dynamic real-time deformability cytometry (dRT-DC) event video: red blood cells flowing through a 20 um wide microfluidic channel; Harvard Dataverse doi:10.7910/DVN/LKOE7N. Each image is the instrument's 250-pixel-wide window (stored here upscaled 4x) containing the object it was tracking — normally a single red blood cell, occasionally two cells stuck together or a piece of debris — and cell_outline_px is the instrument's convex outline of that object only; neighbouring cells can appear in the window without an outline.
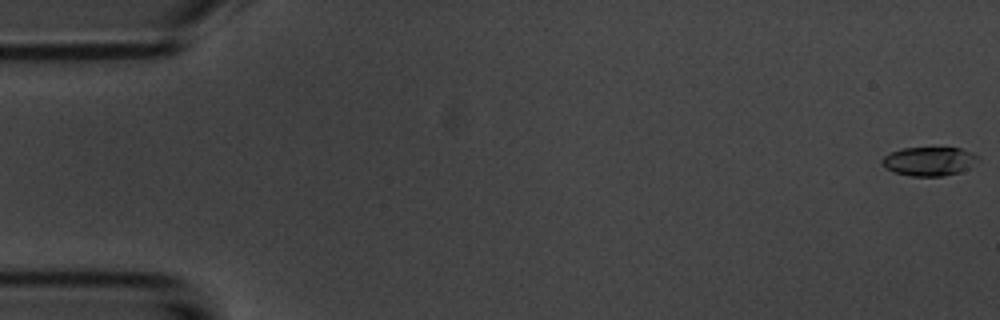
{"species": "common noctule bat (a hibernating species)", "species_latin": "Nyctalus noctula", "temperature_condition": "room temperature", "stored_images_in_passage": 55, "camera_frame_rate_fps": 3000, "um_per_image_px": 0.085, "animal": {"sex": "male", "body_mass_g": 20.1, "forearm_length_mm": 53.5}, "frame": {"image": 1, "passage_image": 1, "time_ms": 0.0, "image_size_px": [1000, 320], "cell_outline_px": [[980, 160], [968, 168], [960, 172], [944, 176], [912, 176], [896, 172], [884, 168], [880, 160], [884, 156], [892, 152], [904, 148], [960, 148], [972, 152]], "centroid_in_image_um": [78.98, 13.71], "position_along_channel_um": 6.0, "area_um2": 16.07}}
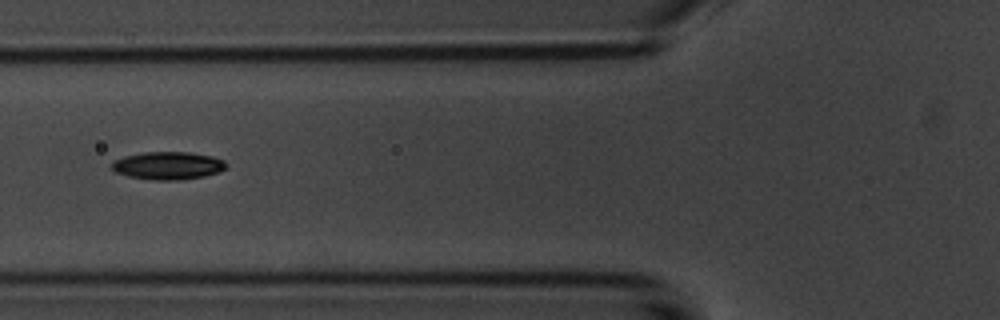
{"frame": {"image": 2, "passage_image": 21, "time_ms": 6.667, "image_size_px": [1000, 320], "cell_outline_px": [[228, 164], [220, 172], [204, 176], [180, 180], [152, 180], [128, 176], [116, 172], [112, 168], [112, 160], [124, 156], [144, 152], [188, 152], [212, 156], [224, 160]], "centroid_in_image_um": [14.28, 14.07], "position_along_channel_um": 111.5, "area_um2": 18.61}}
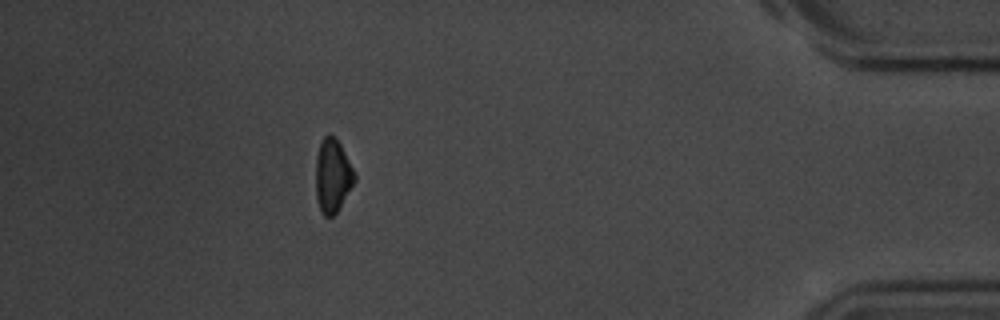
{"frame": {"image": 3, "passage_image": 49, "time_ms": 16.0, "image_size_px": [1000, 320], "cell_outline_px": [[356, 180], [336, 212], [332, 216], [324, 216], [320, 208], [316, 196], [316, 156], [320, 144], [324, 136], [328, 132], [340, 144], [356, 172]], "centroid_in_image_um": [28.28, 14.91], "position_along_channel_um": 406.9, "area_um2": 16.47}, "authors_computed_cell_mechanics": {"area_um2": 17.1666, "velocity_mm_per_s": 3.7216, "shape_relaxation_time_tau1_ms": 1.9993, "shape_relaxation_time_tau2_ms": null, "deformation_change_tau1": 0.1085, "deformation_change_tau2": null}}